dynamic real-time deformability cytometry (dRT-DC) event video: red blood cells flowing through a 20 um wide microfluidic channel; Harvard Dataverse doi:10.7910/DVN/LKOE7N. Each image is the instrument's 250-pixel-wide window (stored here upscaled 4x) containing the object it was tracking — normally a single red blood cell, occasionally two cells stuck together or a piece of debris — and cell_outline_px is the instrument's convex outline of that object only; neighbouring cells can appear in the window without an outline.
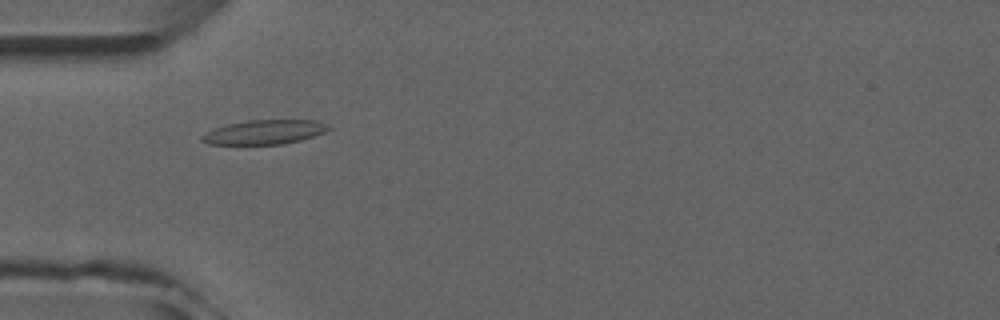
{"species": "common noctule bat (a hibernating species)", "species_latin": "Nyctalus noctula", "temperature_condition": "room temperature", "stored_images_in_passage": 4, "camera_frame_rate_fps": 3000, "um_per_image_px": 0.085, "animal": {"sex": "male", "forearm_length_mm": 52.5}, "frame": {"image": 1, "passage_image": 1, "time_ms": 0.0, "image_size_px": [1000, 320], "cell_outline_px": [[332, 128], [324, 132], [300, 140], [280, 144], [208, 144], [200, 140], [200, 136], [216, 128], [228, 124], [248, 120], [316, 120], [328, 124]], "centroid_in_image_um": [22.49, 11.22], "position_along_channel_um": 62.5, "area_um2": 17.74}}
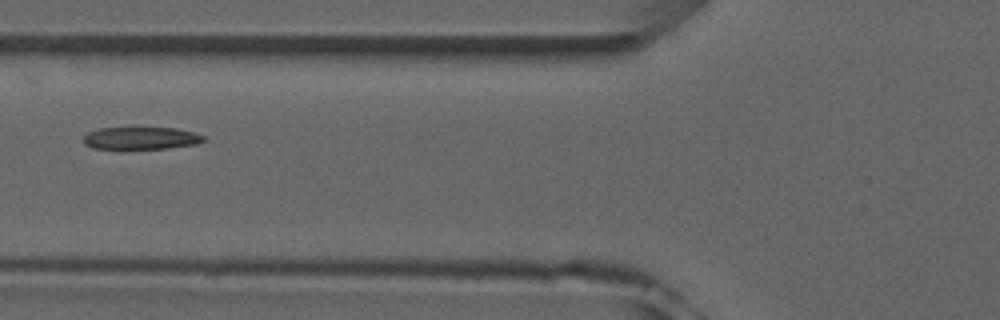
{"frame": {"image": 2, "passage_image": 2, "time_ms": 1.333, "image_size_px": [1000, 320], "cell_outline_px": [[204, 140], [196, 144], [168, 148], [92, 148], [84, 144], [84, 136], [88, 132], [100, 128], [176, 128], [192, 132], [204, 136]], "centroid_in_image_um": [11.97, 11.74], "position_along_channel_um": 113.8, "area_um2": 15.37}}
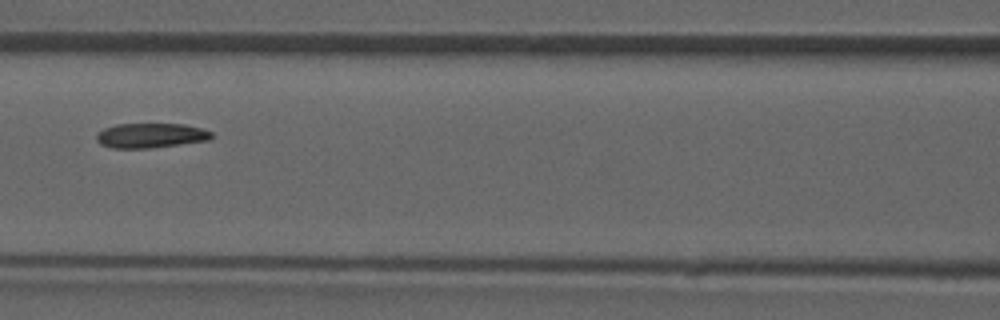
{"frame": {"image": 3, "passage_image": 3, "time_ms": 2.333, "image_size_px": [1000, 320], "cell_outline_px": [[212, 136], [208, 140], [148, 148], [112, 148], [100, 144], [96, 140], [96, 136], [104, 128], [116, 124], [184, 124], [200, 128], [212, 132]], "centroid_in_image_um": [12.78, 11.51], "position_along_channel_um": 153.8, "area_um2": 16.36}}